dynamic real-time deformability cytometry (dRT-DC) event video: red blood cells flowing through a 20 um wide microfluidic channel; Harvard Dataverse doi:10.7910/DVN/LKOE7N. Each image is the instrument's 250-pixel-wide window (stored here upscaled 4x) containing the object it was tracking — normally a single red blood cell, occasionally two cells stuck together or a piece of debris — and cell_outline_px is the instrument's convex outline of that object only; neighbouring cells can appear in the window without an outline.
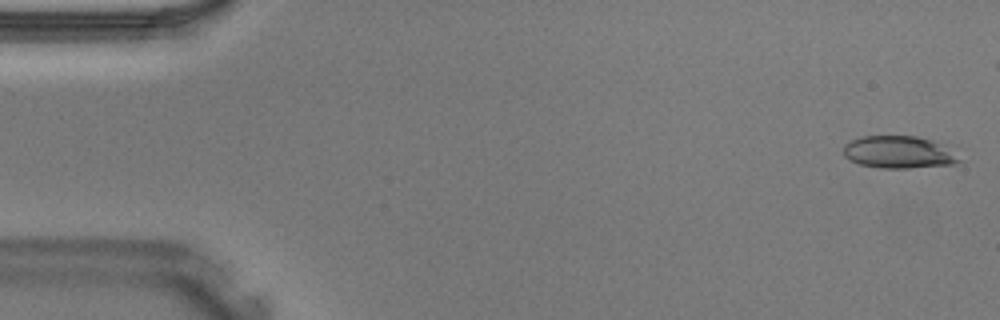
{"species": "Egyptian fruit bat (a non-hibernating species)", "species_latin": "Rousettus aegyptiacus", "temperature_condition": "warm", "stored_images_in_passage": 35, "camera_frame_rate_fps": 3000, "um_per_image_px": 0.085, "animal": {"sex": "male"}, "frame": {"image": 1, "passage_image": 1, "time_ms": 0.0, "image_size_px": [1000, 320], "cell_outline_px": [[960, 160], [952, 164], [908, 168], [880, 168], [860, 164], [844, 156], [844, 144], [852, 140], [864, 136], [916, 136], [932, 140], [944, 144]], "centroid_in_image_um": [76.37, 12.93], "position_along_channel_um": 8.6, "area_um2": 21.5}}
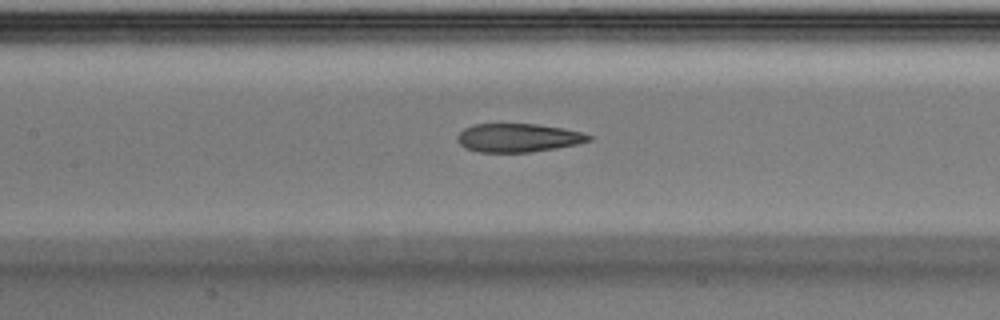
{"frame": {"image": 2, "passage_image": 18, "time_ms": 5.667, "image_size_px": [1000, 320], "cell_outline_px": [[592, 140], [576, 144], [528, 152], [480, 152], [464, 148], [456, 140], [456, 136], [464, 128], [472, 124], [536, 124], [564, 128], [580, 132], [592, 136]], "centroid_in_image_um": [43.99, 11.7], "position_along_channel_um": 163.4, "area_um2": 21.73}}
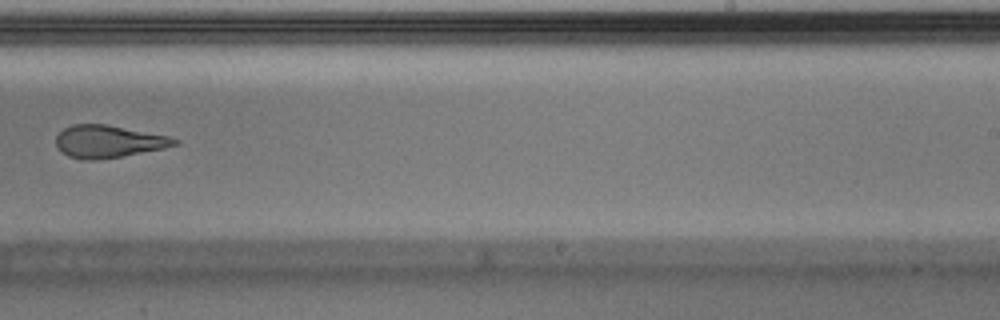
{"frame": {"image": 3, "passage_image": 25, "time_ms": 8.0, "image_size_px": [1000, 320], "cell_outline_px": [[180, 144], [164, 148], [100, 160], [84, 160], [68, 156], [60, 152], [56, 148], [56, 136], [64, 128], [72, 124], [104, 124], [168, 136], [180, 140]], "centroid_in_image_um": [9.18, 12.04], "position_along_channel_um": 279.8, "area_um2": 22.43}}